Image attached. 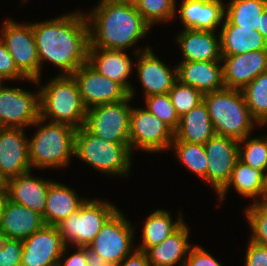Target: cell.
<instances>
[{
  "mask_svg": "<svg viewBox=\"0 0 267 266\" xmlns=\"http://www.w3.org/2000/svg\"><path fill=\"white\" fill-rule=\"evenodd\" d=\"M31 172H26L5 182L7 199L26 206L43 217L48 188L52 180L35 177Z\"/></svg>",
  "mask_w": 267,
  "mask_h": 266,
  "instance_id": "44dd1931",
  "label": "cell"
},
{
  "mask_svg": "<svg viewBox=\"0 0 267 266\" xmlns=\"http://www.w3.org/2000/svg\"><path fill=\"white\" fill-rule=\"evenodd\" d=\"M118 210L113 203L86 199L78 211L56 226L65 246L88 247L106 221Z\"/></svg>",
  "mask_w": 267,
  "mask_h": 266,
  "instance_id": "52a82bcc",
  "label": "cell"
},
{
  "mask_svg": "<svg viewBox=\"0 0 267 266\" xmlns=\"http://www.w3.org/2000/svg\"><path fill=\"white\" fill-rule=\"evenodd\" d=\"M0 82V124L25 128L40 118V90L30 92L20 87H4Z\"/></svg>",
  "mask_w": 267,
  "mask_h": 266,
  "instance_id": "7c38bea8",
  "label": "cell"
},
{
  "mask_svg": "<svg viewBox=\"0 0 267 266\" xmlns=\"http://www.w3.org/2000/svg\"><path fill=\"white\" fill-rule=\"evenodd\" d=\"M244 213L252 232L250 240L267 247V203L252 202Z\"/></svg>",
  "mask_w": 267,
  "mask_h": 266,
  "instance_id": "d590c367",
  "label": "cell"
},
{
  "mask_svg": "<svg viewBox=\"0 0 267 266\" xmlns=\"http://www.w3.org/2000/svg\"><path fill=\"white\" fill-rule=\"evenodd\" d=\"M179 117L188 113L203 101V94L194 87L177 80L168 93Z\"/></svg>",
  "mask_w": 267,
  "mask_h": 266,
  "instance_id": "8d00e7d4",
  "label": "cell"
},
{
  "mask_svg": "<svg viewBox=\"0 0 267 266\" xmlns=\"http://www.w3.org/2000/svg\"><path fill=\"white\" fill-rule=\"evenodd\" d=\"M26 128H0V177L7 180L31 171Z\"/></svg>",
  "mask_w": 267,
  "mask_h": 266,
  "instance_id": "2e32d148",
  "label": "cell"
},
{
  "mask_svg": "<svg viewBox=\"0 0 267 266\" xmlns=\"http://www.w3.org/2000/svg\"><path fill=\"white\" fill-rule=\"evenodd\" d=\"M21 266H57L65 247L57 226L44 225L22 240Z\"/></svg>",
  "mask_w": 267,
  "mask_h": 266,
  "instance_id": "e0dca14e",
  "label": "cell"
},
{
  "mask_svg": "<svg viewBox=\"0 0 267 266\" xmlns=\"http://www.w3.org/2000/svg\"><path fill=\"white\" fill-rule=\"evenodd\" d=\"M203 101L216 135L240 141L251 136L253 128L260 127L250 114L242 90L223 88L208 92L203 94Z\"/></svg>",
  "mask_w": 267,
  "mask_h": 266,
  "instance_id": "277c9868",
  "label": "cell"
},
{
  "mask_svg": "<svg viewBox=\"0 0 267 266\" xmlns=\"http://www.w3.org/2000/svg\"><path fill=\"white\" fill-rule=\"evenodd\" d=\"M184 222L175 232L163 242L145 251L151 266H183L190 249V228Z\"/></svg>",
  "mask_w": 267,
  "mask_h": 266,
  "instance_id": "d4e9b609",
  "label": "cell"
},
{
  "mask_svg": "<svg viewBox=\"0 0 267 266\" xmlns=\"http://www.w3.org/2000/svg\"><path fill=\"white\" fill-rule=\"evenodd\" d=\"M32 126L38 129L28 138L31 166L37 169L66 167L74 157L77 129L64 123L48 121L45 124L41 117Z\"/></svg>",
  "mask_w": 267,
  "mask_h": 266,
  "instance_id": "5b68a950",
  "label": "cell"
},
{
  "mask_svg": "<svg viewBox=\"0 0 267 266\" xmlns=\"http://www.w3.org/2000/svg\"><path fill=\"white\" fill-rule=\"evenodd\" d=\"M183 266H222L221 263L202 246L194 245Z\"/></svg>",
  "mask_w": 267,
  "mask_h": 266,
  "instance_id": "60d3db41",
  "label": "cell"
},
{
  "mask_svg": "<svg viewBox=\"0 0 267 266\" xmlns=\"http://www.w3.org/2000/svg\"><path fill=\"white\" fill-rule=\"evenodd\" d=\"M135 50V51H134ZM133 54L137 61L135 66L137 78L143 88V97L167 94L173 88L177 78V66L172 68L166 66L154 53L150 46L134 48Z\"/></svg>",
  "mask_w": 267,
  "mask_h": 266,
  "instance_id": "5bb4252c",
  "label": "cell"
},
{
  "mask_svg": "<svg viewBox=\"0 0 267 266\" xmlns=\"http://www.w3.org/2000/svg\"><path fill=\"white\" fill-rule=\"evenodd\" d=\"M204 148L208 159L207 183L218 194L229 182L238 160L239 141L215 134L204 144Z\"/></svg>",
  "mask_w": 267,
  "mask_h": 266,
  "instance_id": "9a60e30c",
  "label": "cell"
},
{
  "mask_svg": "<svg viewBox=\"0 0 267 266\" xmlns=\"http://www.w3.org/2000/svg\"><path fill=\"white\" fill-rule=\"evenodd\" d=\"M89 13V48L128 50L147 37L151 26L134 5L119 0H99Z\"/></svg>",
  "mask_w": 267,
  "mask_h": 266,
  "instance_id": "7a4b0ae2",
  "label": "cell"
},
{
  "mask_svg": "<svg viewBox=\"0 0 267 266\" xmlns=\"http://www.w3.org/2000/svg\"><path fill=\"white\" fill-rule=\"evenodd\" d=\"M38 59L40 79L44 61L61 69L58 75H72L87 63L89 25L84 11H73L49 20L32 23Z\"/></svg>",
  "mask_w": 267,
  "mask_h": 266,
  "instance_id": "6da1fadb",
  "label": "cell"
},
{
  "mask_svg": "<svg viewBox=\"0 0 267 266\" xmlns=\"http://www.w3.org/2000/svg\"><path fill=\"white\" fill-rule=\"evenodd\" d=\"M214 135L215 131L207 106L202 101L195 108L180 117L179 125L174 131L173 141H185L204 145Z\"/></svg>",
  "mask_w": 267,
  "mask_h": 266,
  "instance_id": "83f0119b",
  "label": "cell"
},
{
  "mask_svg": "<svg viewBox=\"0 0 267 266\" xmlns=\"http://www.w3.org/2000/svg\"><path fill=\"white\" fill-rule=\"evenodd\" d=\"M0 39L14 59L19 71L30 80L40 79V62L38 59L32 23H17L7 18L0 31Z\"/></svg>",
  "mask_w": 267,
  "mask_h": 266,
  "instance_id": "9c48e42d",
  "label": "cell"
},
{
  "mask_svg": "<svg viewBox=\"0 0 267 266\" xmlns=\"http://www.w3.org/2000/svg\"><path fill=\"white\" fill-rule=\"evenodd\" d=\"M225 88L242 90L259 74L267 71V50L222 56Z\"/></svg>",
  "mask_w": 267,
  "mask_h": 266,
  "instance_id": "ac0fdd59",
  "label": "cell"
},
{
  "mask_svg": "<svg viewBox=\"0 0 267 266\" xmlns=\"http://www.w3.org/2000/svg\"><path fill=\"white\" fill-rule=\"evenodd\" d=\"M176 35L175 41L183 57L181 61H221L219 31L182 29Z\"/></svg>",
  "mask_w": 267,
  "mask_h": 266,
  "instance_id": "7402d4cb",
  "label": "cell"
},
{
  "mask_svg": "<svg viewBox=\"0 0 267 266\" xmlns=\"http://www.w3.org/2000/svg\"><path fill=\"white\" fill-rule=\"evenodd\" d=\"M132 59L124 50L89 48L87 63L101 75L120 84L134 98L135 89L127 81L134 67Z\"/></svg>",
  "mask_w": 267,
  "mask_h": 266,
  "instance_id": "d6986e66",
  "label": "cell"
},
{
  "mask_svg": "<svg viewBox=\"0 0 267 266\" xmlns=\"http://www.w3.org/2000/svg\"><path fill=\"white\" fill-rule=\"evenodd\" d=\"M238 159L254 170H267V134L251 138L246 136L239 141Z\"/></svg>",
  "mask_w": 267,
  "mask_h": 266,
  "instance_id": "836d02e7",
  "label": "cell"
},
{
  "mask_svg": "<svg viewBox=\"0 0 267 266\" xmlns=\"http://www.w3.org/2000/svg\"><path fill=\"white\" fill-rule=\"evenodd\" d=\"M132 97L87 110L84 127L93 135L114 143H130Z\"/></svg>",
  "mask_w": 267,
  "mask_h": 266,
  "instance_id": "ba28073f",
  "label": "cell"
},
{
  "mask_svg": "<svg viewBox=\"0 0 267 266\" xmlns=\"http://www.w3.org/2000/svg\"><path fill=\"white\" fill-rule=\"evenodd\" d=\"M86 109L122 101L129 93L118 83L101 75L88 63L80 66L73 74Z\"/></svg>",
  "mask_w": 267,
  "mask_h": 266,
  "instance_id": "4fadbf2b",
  "label": "cell"
},
{
  "mask_svg": "<svg viewBox=\"0 0 267 266\" xmlns=\"http://www.w3.org/2000/svg\"><path fill=\"white\" fill-rule=\"evenodd\" d=\"M177 0H140L135 6L143 19L153 27L169 22L177 16Z\"/></svg>",
  "mask_w": 267,
  "mask_h": 266,
  "instance_id": "e575fe53",
  "label": "cell"
},
{
  "mask_svg": "<svg viewBox=\"0 0 267 266\" xmlns=\"http://www.w3.org/2000/svg\"><path fill=\"white\" fill-rule=\"evenodd\" d=\"M171 150L175 152V158L181 162L186 169L196 174L204 182H207L208 159L203 144L185 141H172Z\"/></svg>",
  "mask_w": 267,
  "mask_h": 266,
  "instance_id": "1f68e13d",
  "label": "cell"
},
{
  "mask_svg": "<svg viewBox=\"0 0 267 266\" xmlns=\"http://www.w3.org/2000/svg\"><path fill=\"white\" fill-rule=\"evenodd\" d=\"M242 93L251 116L260 126H267V71L247 84Z\"/></svg>",
  "mask_w": 267,
  "mask_h": 266,
  "instance_id": "d6a6232c",
  "label": "cell"
},
{
  "mask_svg": "<svg viewBox=\"0 0 267 266\" xmlns=\"http://www.w3.org/2000/svg\"><path fill=\"white\" fill-rule=\"evenodd\" d=\"M40 88V117L53 123H64L79 129L84 126L87 109L83 104L78 85L72 75H54Z\"/></svg>",
  "mask_w": 267,
  "mask_h": 266,
  "instance_id": "3957f363",
  "label": "cell"
},
{
  "mask_svg": "<svg viewBox=\"0 0 267 266\" xmlns=\"http://www.w3.org/2000/svg\"><path fill=\"white\" fill-rule=\"evenodd\" d=\"M69 246H65L62 252V255L58 261L57 266H87L86 261V247H75L76 252L70 254L68 257ZM65 257V258H64Z\"/></svg>",
  "mask_w": 267,
  "mask_h": 266,
  "instance_id": "7bdbcfd3",
  "label": "cell"
},
{
  "mask_svg": "<svg viewBox=\"0 0 267 266\" xmlns=\"http://www.w3.org/2000/svg\"><path fill=\"white\" fill-rule=\"evenodd\" d=\"M6 200H7V190L6 188H0V217Z\"/></svg>",
  "mask_w": 267,
  "mask_h": 266,
  "instance_id": "c3c4849f",
  "label": "cell"
},
{
  "mask_svg": "<svg viewBox=\"0 0 267 266\" xmlns=\"http://www.w3.org/2000/svg\"><path fill=\"white\" fill-rule=\"evenodd\" d=\"M45 225L38 213L7 199L0 217V237L25 240Z\"/></svg>",
  "mask_w": 267,
  "mask_h": 266,
  "instance_id": "603a6c76",
  "label": "cell"
},
{
  "mask_svg": "<svg viewBox=\"0 0 267 266\" xmlns=\"http://www.w3.org/2000/svg\"><path fill=\"white\" fill-rule=\"evenodd\" d=\"M119 1L136 6L140 0H119Z\"/></svg>",
  "mask_w": 267,
  "mask_h": 266,
  "instance_id": "681fc988",
  "label": "cell"
},
{
  "mask_svg": "<svg viewBox=\"0 0 267 266\" xmlns=\"http://www.w3.org/2000/svg\"><path fill=\"white\" fill-rule=\"evenodd\" d=\"M261 202L267 203V170L263 176V187L261 192Z\"/></svg>",
  "mask_w": 267,
  "mask_h": 266,
  "instance_id": "7dc6e473",
  "label": "cell"
},
{
  "mask_svg": "<svg viewBox=\"0 0 267 266\" xmlns=\"http://www.w3.org/2000/svg\"><path fill=\"white\" fill-rule=\"evenodd\" d=\"M131 223L118 209L88 247L116 266L136 249L133 245L135 228Z\"/></svg>",
  "mask_w": 267,
  "mask_h": 266,
  "instance_id": "30bf717a",
  "label": "cell"
},
{
  "mask_svg": "<svg viewBox=\"0 0 267 266\" xmlns=\"http://www.w3.org/2000/svg\"><path fill=\"white\" fill-rule=\"evenodd\" d=\"M87 266H115L109 261L104 260L98 253L86 247Z\"/></svg>",
  "mask_w": 267,
  "mask_h": 266,
  "instance_id": "f6af8a7d",
  "label": "cell"
},
{
  "mask_svg": "<svg viewBox=\"0 0 267 266\" xmlns=\"http://www.w3.org/2000/svg\"><path fill=\"white\" fill-rule=\"evenodd\" d=\"M85 200V197L81 198L76 193V189L52 181L49 184L46 207L42 217L45 225L56 226L63 219L76 213Z\"/></svg>",
  "mask_w": 267,
  "mask_h": 266,
  "instance_id": "4316f807",
  "label": "cell"
},
{
  "mask_svg": "<svg viewBox=\"0 0 267 266\" xmlns=\"http://www.w3.org/2000/svg\"><path fill=\"white\" fill-rule=\"evenodd\" d=\"M144 99L146 104L144 107L165 122L173 131L177 129L180 117L171 103L168 93L147 96Z\"/></svg>",
  "mask_w": 267,
  "mask_h": 266,
  "instance_id": "74e56055",
  "label": "cell"
},
{
  "mask_svg": "<svg viewBox=\"0 0 267 266\" xmlns=\"http://www.w3.org/2000/svg\"><path fill=\"white\" fill-rule=\"evenodd\" d=\"M130 150L157 153L170 149L174 131L146 107H132L129 126Z\"/></svg>",
  "mask_w": 267,
  "mask_h": 266,
  "instance_id": "8fae6325",
  "label": "cell"
},
{
  "mask_svg": "<svg viewBox=\"0 0 267 266\" xmlns=\"http://www.w3.org/2000/svg\"><path fill=\"white\" fill-rule=\"evenodd\" d=\"M256 30L261 33L267 41V9L260 15L259 28Z\"/></svg>",
  "mask_w": 267,
  "mask_h": 266,
  "instance_id": "bcb514c9",
  "label": "cell"
},
{
  "mask_svg": "<svg viewBox=\"0 0 267 266\" xmlns=\"http://www.w3.org/2000/svg\"><path fill=\"white\" fill-rule=\"evenodd\" d=\"M176 66L178 80L202 94L225 88L222 61H181Z\"/></svg>",
  "mask_w": 267,
  "mask_h": 266,
  "instance_id": "cb8c5ba5",
  "label": "cell"
},
{
  "mask_svg": "<svg viewBox=\"0 0 267 266\" xmlns=\"http://www.w3.org/2000/svg\"><path fill=\"white\" fill-rule=\"evenodd\" d=\"M263 176L264 172L262 170H254L238 159L232 170L229 182L215 195L218 196L219 203L222 204V201L227 197L229 189L233 186L240 196L249 197L252 202H261Z\"/></svg>",
  "mask_w": 267,
  "mask_h": 266,
  "instance_id": "f1b7e54d",
  "label": "cell"
},
{
  "mask_svg": "<svg viewBox=\"0 0 267 266\" xmlns=\"http://www.w3.org/2000/svg\"><path fill=\"white\" fill-rule=\"evenodd\" d=\"M182 216V212L179 211L176 221H173L170 211L155 209L148 215L142 226V244L136 249L145 252L150 247L163 242L184 223Z\"/></svg>",
  "mask_w": 267,
  "mask_h": 266,
  "instance_id": "f546056e",
  "label": "cell"
},
{
  "mask_svg": "<svg viewBox=\"0 0 267 266\" xmlns=\"http://www.w3.org/2000/svg\"><path fill=\"white\" fill-rule=\"evenodd\" d=\"M244 266H267V247L249 239Z\"/></svg>",
  "mask_w": 267,
  "mask_h": 266,
  "instance_id": "b9f144b4",
  "label": "cell"
},
{
  "mask_svg": "<svg viewBox=\"0 0 267 266\" xmlns=\"http://www.w3.org/2000/svg\"><path fill=\"white\" fill-rule=\"evenodd\" d=\"M116 266H151L145 252L135 249Z\"/></svg>",
  "mask_w": 267,
  "mask_h": 266,
  "instance_id": "ee69618b",
  "label": "cell"
},
{
  "mask_svg": "<svg viewBox=\"0 0 267 266\" xmlns=\"http://www.w3.org/2000/svg\"><path fill=\"white\" fill-rule=\"evenodd\" d=\"M266 9L267 0H230L225 5V17L233 25L256 30Z\"/></svg>",
  "mask_w": 267,
  "mask_h": 266,
  "instance_id": "4dcf8cb0",
  "label": "cell"
},
{
  "mask_svg": "<svg viewBox=\"0 0 267 266\" xmlns=\"http://www.w3.org/2000/svg\"><path fill=\"white\" fill-rule=\"evenodd\" d=\"M0 188H6L5 181L0 177Z\"/></svg>",
  "mask_w": 267,
  "mask_h": 266,
  "instance_id": "f907efd6",
  "label": "cell"
},
{
  "mask_svg": "<svg viewBox=\"0 0 267 266\" xmlns=\"http://www.w3.org/2000/svg\"><path fill=\"white\" fill-rule=\"evenodd\" d=\"M74 157L107 176L128 177L133 156L130 143L104 140L83 126L75 134Z\"/></svg>",
  "mask_w": 267,
  "mask_h": 266,
  "instance_id": "8992f818",
  "label": "cell"
},
{
  "mask_svg": "<svg viewBox=\"0 0 267 266\" xmlns=\"http://www.w3.org/2000/svg\"><path fill=\"white\" fill-rule=\"evenodd\" d=\"M179 9L183 29L218 31L225 18L222 0H181ZM223 2V3H222Z\"/></svg>",
  "mask_w": 267,
  "mask_h": 266,
  "instance_id": "ffe728a7",
  "label": "cell"
},
{
  "mask_svg": "<svg viewBox=\"0 0 267 266\" xmlns=\"http://www.w3.org/2000/svg\"><path fill=\"white\" fill-rule=\"evenodd\" d=\"M26 81L30 80L27 79L17 68L15 65L14 59L9 54L8 50L6 49L5 44L0 39V82L5 83V81H17V80H23Z\"/></svg>",
  "mask_w": 267,
  "mask_h": 266,
  "instance_id": "ab89813d",
  "label": "cell"
},
{
  "mask_svg": "<svg viewBox=\"0 0 267 266\" xmlns=\"http://www.w3.org/2000/svg\"><path fill=\"white\" fill-rule=\"evenodd\" d=\"M220 28L221 56L267 50V41L264 36L253 28L233 25L226 17Z\"/></svg>",
  "mask_w": 267,
  "mask_h": 266,
  "instance_id": "484cf974",
  "label": "cell"
},
{
  "mask_svg": "<svg viewBox=\"0 0 267 266\" xmlns=\"http://www.w3.org/2000/svg\"><path fill=\"white\" fill-rule=\"evenodd\" d=\"M22 240L0 237V266H21Z\"/></svg>",
  "mask_w": 267,
  "mask_h": 266,
  "instance_id": "f35d334b",
  "label": "cell"
}]
</instances>
